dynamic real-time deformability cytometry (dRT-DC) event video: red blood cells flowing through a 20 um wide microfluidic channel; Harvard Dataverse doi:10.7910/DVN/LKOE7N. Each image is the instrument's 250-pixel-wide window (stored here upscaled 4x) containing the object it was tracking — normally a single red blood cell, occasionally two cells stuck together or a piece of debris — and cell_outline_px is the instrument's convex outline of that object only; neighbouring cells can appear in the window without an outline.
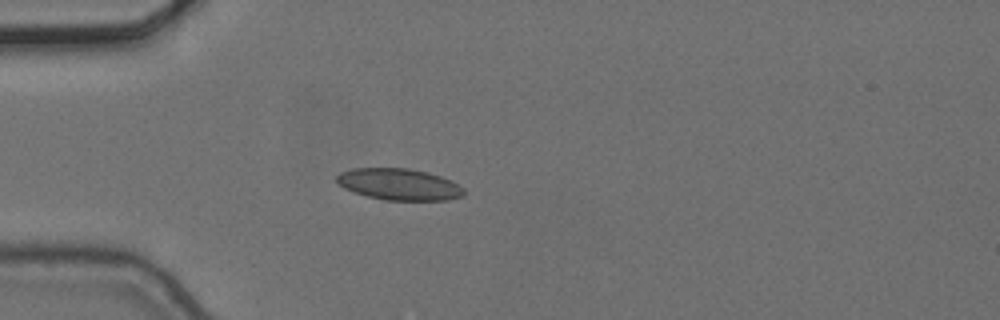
{"species": "common noctule bat (a hibernating species)", "species_latin": "Nyctalus noctula", "temperature_condition": "cold", "stored_images_in_passage": 3, "camera_frame_rate_fps": 3000, "um_per_image_px": 0.085, "animal": {"sex": "female", "body_mass_g": 24.6, "forearm_length_mm": 56.2}, "frame": {"image": 1, "passage_image": 3, "time_ms": 0.667, "image_size_px": [1000, 320], "cell_outline_px": [[464, 196], [448, 200], [384, 200], [368, 196], [344, 188], [336, 180], [336, 176], [340, 172], [352, 168], [408, 168], [428, 172], [452, 180], [464, 188]], "centroid_in_image_um": [33.95, 15.66], "position_along_channel_um": 51.0, "area_um2": 23.41}}